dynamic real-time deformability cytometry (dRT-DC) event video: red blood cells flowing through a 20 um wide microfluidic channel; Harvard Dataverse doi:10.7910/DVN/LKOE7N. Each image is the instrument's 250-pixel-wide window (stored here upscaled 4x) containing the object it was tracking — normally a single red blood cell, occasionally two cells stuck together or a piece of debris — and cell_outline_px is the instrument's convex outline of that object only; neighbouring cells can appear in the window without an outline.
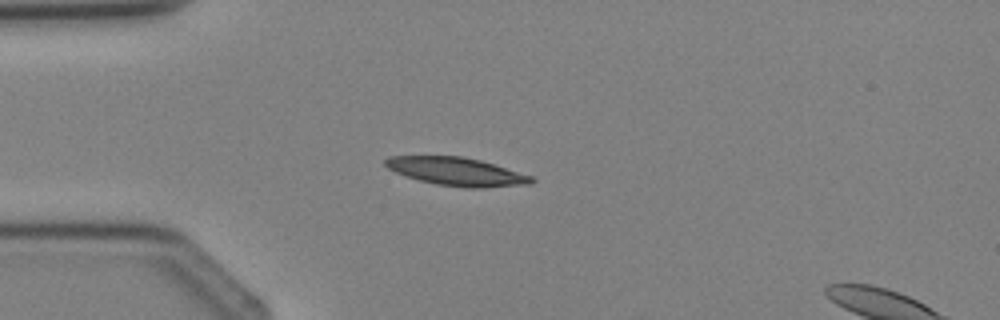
{"species": "Egyptian fruit bat (a non-hibernating species)", "species_latin": "Rousettus aegyptiacus", "temperature_condition": "cold", "stored_images_in_passage": 3, "camera_frame_rate_fps": 3000, "um_per_image_px": 0.085, "animal": {"sex": "female"}, "frame": {"image": 1, "passage_image": 2, "time_ms": 1.333, "image_size_px": [1000, 320], "cell_outline_px": [[536, 180], [528, 184], [484, 188], [468, 188], [436, 184], [404, 176], [388, 168], [384, 164], [384, 160], [388, 156], [464, 156], [480, 160], [532, 176]], "centroid_in_image_um": [38.79, 14.58], "position_along_channel_um": 46.2, "area_um2": 23.93}}